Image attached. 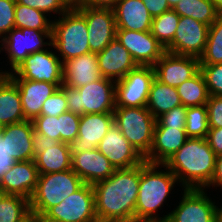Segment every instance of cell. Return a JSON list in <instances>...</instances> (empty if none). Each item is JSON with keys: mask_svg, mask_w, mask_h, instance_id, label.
Masks as SVG:
<instances>
[{"mask_svg": "<svg viewBox=\"0 0 222 222\" xmlns=\"http://www.w3.org/2000/svg\"><path fill=\"white\" fill-rule=\"evenodd\" d=\"M15 6L16 0H0V39L15 27Z\"/></svg>", "mask_w": 222, "mask_h": 222, "instance_id": "obj_42", "label": "cell"}, {"mask_svg": "<svg viewBox=\"0 0 222 222\" xmlns=\"http://www.w3.org/2000/svg\"><path fill=\"white\" fill-rule=\"evenodd\" d=\"M209 95L222 97V63L200 65Z\"/></svg>", "mask_w": 222, "mask_h": 222, "instance_id": "obj_38", "label": "cell"}, {"mask_svg": "<svg viewBox=\"0 0 222 222\" xmlns=\"http://www.w3.org/2000/svg\"><path fill=\"white\" fill-rule=\"evenodd\" d=\"M153 66H137L115 84L116 107H146L152 81Z\"/></svg>", "mask_w": 222, "mask_h": 222, "instance_id": "obj_11", "label": "cell"}, {"mask_svg": "<svg viewBox=\"0 0 222 222\" xmlns=\"http://www.w3.org/2000/svg\"><path fill=\"white\" fill-rule=\"evenodd\" d=\"M33 160L39 174H49L71 169L70 144L53 140L49 136L32 133Z\"/></svg>", "mask_w": 222, "mask_h": 222, "instance_id": "obj_12", "label": "cell"}, {"mask_svg": "<svg viewBox=\"0 0 222 222\" xmlns=\"http://www.w3.org/2000/svg\"><path fill=\"white\" fill-rule=\"evenodd\" d=\"M86 20L90 52L103 51L116 38V20L113 9L82 6L77 9Z\"/></svg>", "mask_w": 222, "mask_h": 222, "instance_id": "obj_15", "label": "cell"}, {"mask_svg": "<svg viewBox=\"0 0 222 222\" xmlns=\"http://www.w3.org/2000/svg\"><path fill=\"white\" fill-rule=\"evenodd\" d=\"M21 96L22 110L26 120H33L41 113L42 105L62 84L44 81L12 80Z\"/></svg>", "mask_w": 222, "mask_h": 222, "instance_id": "obj_25", "label": "cell"}, {"mask_svg": "<svg viewBox=\"0 0 222 222\" xmlns=\"http://www.w3.org/2000/svg\"><path fill=\"white\" fill-rule=\"evenodd\" d=\"M222 188V154L216 156V163L211 182L207 187L214 186Z\"/></svg>", "mask_w": 222, "mask_h": 222, "instance_id": "obj_48", "label": "cell"}, {"mask_svg": "<svg viewBox=\"0 0 222 222\" xmlns=\"http://www.w3.org/2000/svg\"><path fill=\"white\" fill-rule=\"evenodd\" d=\"M216 220L217 222H222V206L220 208H216Z\"/></svg>", "mask_w": 222, "mask_h": 222, "instance_id": "obj_53", "label": "cell"}, {"mask_svg": "<svg viewBox=\"0 0 222 222\" xmlns=\"http://www.w3.org/2000/svg\"><path fill=\"white\" fill-rule=\"evenodd\" d=\"M209 128L222 127V97L210 95L206 103Z\"/></svg>", "mask_w": 222, "mask_h": 222, "instance_id": "obj_44", "label": "cell"}, {"mask_svg": "<svg viewBox=\"0 0 222 222\" xmlns=\"http://www.w3.org/2000/svg\"><path fill=\"white\" fill-rule=\"evenodd\" d=\"M16 2L40 10L46 14L54 12L61 16L68 10L61 0H16Z\"/></svg>", "mask_w": 222, "mask_h": 222, "instance_id": "obj_43", "label": "cell"}, {"mask_svg": "<svg viewBox=\"0 0 222 222\" xmlns=\"http://www.w3.org/2000/svg\"><path fill=\"white\" fill-rule=\"evenodd\" d=\"M0 75H5V72L4 71L0 72Z\"/></svg>", "mask_w": 222, "mask_h": 222, "instance_id": "obj_56", "label": "cell"}, {"mask_svg": "<svg viewBox=\"0 0 222 222\" xmlns=\"http://www.w3.org/2000/svg\"><path fill=\"white\" fill-rule=\"evenodd\" d=\"M182 105L177 89L158 81H152L146 108L157 119L176 106Z\"/></svg>", "mask_w": 222, "mask_h": 222, "instance_id": "obj_29", "label": "cell"}, {"mask_svg": "<svg viewBox=\"0 0 222 222\" xmlns=\"http://www.w3.org/2000/svg\"><path fill=\"white\" fill-rule=\"evenodd\" d=\"M219 13H222V0H210Z\"/></svg>", "mask_w": 222, "mask_h": 222, "instance_id": "obj_52", "label": "cell"}, {"mask_svg": "<svg viewBox=\"0 0 222 222\" xmlns=\"http://www.w3.org/2000/svg\"><path fill=\"white\" fill-rule=\"evenodd\" d=\"M39 178L34 160L17 161L0 180L4 194L19 195L31 199Z\"/></svg>", "mask_w": 222, "mask_h": 222, "instance_id": "obj_20", "label": "cell"}, {"mask_svg": "<svg viewBox=\"0 0 222 222\" xmlns=\"http://www.w3.org/2000/svg\"><path fill=\"white\" fill-rule=\"evenodd\" d=\"M113 124V113L80 115L78 137L70 144L71 153L95 149Z\"/></svg>", "mask_w": 222, "mask_h": 222, "instance_id": "obj_19", "label": "cell"}, {"mask_svg": "<svg viewBox=\"0 0 222 222\" xmlns=\"http://www.w3.org/2000/svg\"><path fill=\"white\" fill-rule=\"evenodd\" d=\"M165 168V171L157 169ZM178 181L176 176L165 166L144 161L140 164V182L135 208L137 222H165V216L158 217L170 191ZM161 207V208H160Z\"/></svg>", "mask_w": 222, "mask_h": 222, "instance_id": "obj_3", "label": "cell"}, {"mask_svg": "<svg viewBox=\"0 0 222 222\" xmlns=\"http://www.w3.org/2000/svg\"><path fill=\"white\" fill-rule=\"evenodd\" d=\"M187 139L185 129L155 126L152 147L144 160L151 164L164 165Z\"/></svg>", "mask_w": 222, "mask_h": 222, "instance_id": "obj_23", "label": "cell"}, {"mask_svg": "<svg viewBox=\"0 0 222 222\" xmlns=\"http://www.w3.org/2000/svg\"><path fill=\"white\" fill-rule=\"evenodd\" d=\"M142 2L153 18L171 9L167 0H142Z\"/></svg>", "mask_w": 222, "mask_h": 222, "instance_id": "obj_47", "label": "cell"}, {"mask_svg": "<svg viewBox=\"0 0 222 222\" xmlns=\"http://www.w3.org/2000/svg\"><path fill=\"white\" fill-rule=\"evenodd\" d=\"M71 169L84 183L91 185L109 178L116 170L107 157L97 148L80 153H72Z\"/></svg>", "mask_w": 222, "mask_h": 222, "instance_id": "obj_21", "label": "cell"}, {"mask_svg": "<svg viewBox=\"0 0 222 222\" xmlns=\"http://www.w3.org/2000/svg\"><path fill=\"white\" fill-rule=\"evenodd\" d=\"M216 156L206 138H188L164 165L183 189H205L211 182Z\"/></svg>", "mask_w": 222, "mask_h": 222, "instance_id": "obj_2", "label": "cell"}, {"mask_svg": "<svg viewBox=\"0 0 222 222\" xmlns=\"http://www.w3.org/2000/svg\"><path fill=\"white\" fill-rule=\"evenodd\" d=\"M101 77L97 53L89 52L63 62L62 86L79 88Z\"/></svg>", "mask_w": 222, "mask_h": 222, "instance_id": "obj_24", "label": "cell"}, {"mask_svg": "<svg viewBox=\"0 0 222 222\" xmlns=\"http://www.w3.org/2000/svg\"><path fill=\"white\" fill-rule=\"evenodd\" d=\"M33 131L32 120H24L7 125L8 153L16 162L33 160Z\"/></svg>", "mask_w": 222, "mask_h": 222, "instance_id": "obj_27", "label": "cell"}, {"mask_svg": "<svg viewBox=\"0 0 222 222\" xmlns=\"http://www.w3.org/2000/svg\"><path fill=\"white\" fill-rule=\"evenodd\" d=\"M32 219L35 222H59V221L46 219L44 216H32Z\"/></svg>", "mask_w": 222, "mask_h": 222, "instance_id": "obj_51", "label": "cell"}, {"mask_svg": "<svg viewBox=\"0 0 222 222\" xmlns=\"http://www.w3.org/2000/svg\"><path fill=\"white\" fill-rule=\"evenodd\" d=\"M24 120L17 85L7 75H0V124L5 126Z\"/></svg>", "mask_w": 222, "mask_h": 222, "instance_id": "obj_28", "label": "cell"}, {"mask_svg": "<svg viewBox=\"0 0 222 222\" xmlns=\"http://www.w3.org/2000/svg\"><path fill=\"white\" fill-rule=\"evenodd\" d=\"M140 182V164L116 169L107 179L94 183L98 222H134Z\"/></svg>", "mask_w": 222, "mask_h": 222, "instance_id": "obj_1", "label": "cell"}, {"mask_svg": "<svg viewBox=\"0 0 222 222\" xmlns=\"http://www.w3.org/2000/svg\"><path fill=\"white\" fill-rule=\"evenodd\" d=\"M97 60L101 76L115 82L138 66L116 38L103 51L97 53Z\"/></svg>", "mask_w": 222, "mask_h": 222, "instance_id": "obj_22", "label": "cell"}, {"mask_svg": "<svg viewBox=\"0 0 222 222\" xmlns=\"http://www.w3.org/2000/svg\"><path fill=\"white\" fill-rule=\"evenodd\" d=\"M3 191H2V189H1V187H0V198L3 196Z\"/></svg>", "mask_w": 222, "mask_h": 222, "instance_id": "obj_55", "label": "cell"}, {"mask_svg": "<svg viewBox=\"0 0 222 222\" xmlns=\"http://www.w3.org/2000/svg\"><path fill=\"white\" fill-rule=\"evenodd\" d=\"M113 115L114 124L145 158L152 147L156 118L146 107H115Z\"/></svg>", "mask_w": 222, "mask_h": 222, "instance_id": "obj_7", "label": "cell"}, {"mask_svg": "<svg viewBox=\"0 0 222 222\" xmlns=\"http://www.w3.org/2000/svg\"><path fill=\"white\" fill-rule=\"evenodd\" d=\"M181 0H167L171 9H173Z\"/></svg>", "mask_w": 222, "mask_h": 222, "instance_id": "obj_54", "label": "cell"}, {"mask_svg": "<svg viewBox=\"0 0 222 222\" xmlns=\"http://www.w3.org/2000/svg\"><path fill=\"white\" fill-rule=\"evenodd\" d=\"M155 78L177 88L200 70L199 58L165 52L153 66Z\"/></svg>", "mask_w": 222, "mask_h": 222, "instance_id": "obj_17", "label": "cell"}, {"mask_svg": "<svg viewBox=\"0 0 222 222\" xmlns=\"http://www.w3.org/2000/svg\"><path fill=\"white\" fill-rule=\"evenodd\" d=\"M58 118L60 142L71 144L78 137L80 115L67 111Z\"/></svg>", "mask_w": 222, "mask_h": 222, "instance_id": "obj_37", "label": "cell"}, {"mask_svg": "<svg viewBox=\"0 0 222 222\" xmlns=\"http://www.w3.org/2000/svg\"><path fill=\"white\" fill-rule=\"evenodd\" d=\"M56 53L46 49L28 55L12 72H6L11 80L63 83V63ZM14 72V73H13Z\"/></svg>", "mask_w": 222, "mask_h": 222, "instance_id": "obj_8", "label": "cell"}, {"mask_svg": "<svg viewBox=\"0 0 222 222\" xmlns=\"http://www.w3.org/2000/svg\"><path fill=\"white\" fill-rule=\"evenodd\" d=\"M179 18L173 9L153 18L150 32L164 48L173 41Z\"/></svg>", "mask_w": 222, "mask_h": 222, "instance_id": "obj_35", "label": "cell"}, {"mask_svg": "<svg viewBox=\"0 0 222 222\" xmlns=\"http://www.w3.org/2000/svg\"><path fill=\"white\" fill-rule=\"evenodd\" d=\"M68 9H78L83 6V0H61Z\"/></svg>", "mask_w": 222, "mask_h": 222, "instance_id": "obj_50", "label": "cell"}, {"mask_svg": "<svg viewBox=\"0 0 222 222\" xmlns=\"http://www.w3.org/2000/svg\"><path fill=\"white\" fill-rule=\"evenodd\" d=\"M34 131L60 142L58 116L39 115L32 120Z\"/></svg>", "mask_w": 222, "mask_h": 222, "instance_id": "obj_40", "label": "cell"}, {"mask_svg": "<svg viewBox=\"0 0 222 222\" xmlns=\"http://www.w3.org/2000/svg\"><path fill=\"white\" fill-rule=\"evenodd\" d=\"M68 111L65 87L58 88L42 105L40 115L59 116Z\"/></svg>", "mask_w": 222, "mask_h": 222, "instance_id": "obj_39", "label": "cell"}, {"mask_svg": "<svg viewBox=\"0 0 222 222\" xmlns=\"http://www.w3.org/2000/svg\"><path fill=\"white\" fill-rule=\"evenodd\" d=\"M206 140L216 155L222 154V127L210 128Z\"/></svg>", "mask_w": 222, "mask_h": 222, "instance_id": "obj_46", "label": "cell"}, {"mask_svg": "<svg viewBox=\"0 0 222 222\" xmlns=\"http://www.w3.org/2000/svg\"><path fill=\"white\" fill-rule=\"evenodd\" d=\"M52 22V45L62 63L90 52L85 17L77 9H68Z\"/></svg>", "mask_w": 222, "mask_h": 222, "instance_id": "obj_4", "label": "cell"}, {"mask_svg": "<svg viewBox=\"0 0 222 222\" xmlns=\"http://www.w3.org/2000/svg\"><path fill=\"white\" fill-rule=\"evenodd\" d=\"M52 22L47 19L46 13L27 7L16 2L15 27L28 28L40 31H52Z\"/></svg>", "mask_w": 222, "mask_h": 222, "instance_id": "obj_34", "label": "cell"}, {"mask_svg": "<svg viewBox=\"0 0 222 222\" xmlns=\"http://www.w3.org/2000/svg\"><path fill=\"white\" fill-rule=\"evenodd\" d=\"M199 62L200 65L222 63V13H219L216 21L209 26L206 47Z\"/></svg>", "mask_w": 222, "mask_h": 222, "instance_id": "obj_33", "label": "cell"}, {"mask_svg": "<svg viewBox=\"0 0 222 222\" xmlns=\"http://www.w3.org/2000/svg\"><path fill=\"white\" fill-rule=\"evenodd\" d=\"M116 82L101 77L79 88L65 87L68 111L78 115L113 113L116 107Z\"/></svg>", "mask_w": 222, "mask_h": 222, "instance_id": "obj_5", "label": "cell"}, {"mask_svg": "<svg viewBox=\"0 0 222 222\" xmlns=\"http://www.w3.org/2000/svg\"><path fill=\"white\" fill-rule=\"evenodd\" d=\"M16 161L8 153L7 148V125L2 126L0 132V180L11 169Z\"/></svg>", "mask_w": 222, "mask_h": 222, "instance_id": "obj_45", "label": "cell"}, {"mask_svg": "<svg viewBox=\"0 0 222 222\" xmlns=\"http://www.w3.org/2000/svg\"><path fill=\"white\" fill-rule=\"evenodd\" d=\"M83 184L82 179L72 169L39 174L36 189L30 199L32 216H43Z\"/></svg>", "mask_w": 222, "mask_h": 222, "instance_id": "obj_6", "label": "cell"}, {"mask_svg": "<svg viewBox=\"0 0 222 222\" xmlns=\"http://www.w3.org/2000/svg\"><path fill=\"white\" fill-rule=\"evenodd\" d=\"M180 17H189L211 26L219 12L210 0H181L173 8Z\"/></svg>", "mask_w": 222, "mask_h": 222, "instance_id": "obj_32", "label": "cell"}, {"mask_svg": "<svg viewBox=\"0 0 222 222\" xmlns=\"http://www.w3.org/2000/svg\"><path fill=\"white\" fill-rule=\"evenodd\" d=\"M116 39L131 54L139 66H154L166 49L153 37L150 31L117 29Z\"/></svg>", "mask_w": 222, "mask_h": 222, "instance_id": "obj_16", "label": "cell"}, {"mask_svg": "<svg viewBox=\"0 0 222 222\" xmlns=\"http://www.w3.org/2000/svg\"><path fill=\"white\" fill-rule=\"evenodd\" d=\"M119 0H83V6L113 9Z\"/></svg>", "mask_w": 222, "mask_h": 222, "instance_id": "obj_49", "label": "cell"}, {"mask_svg": "<svg viewBox=\"0 0 222 222\" xmlns=\"http://www.w3.org/2000/svg\"><path fill=\"white\" fill-rule=\"evenodd\" d=\"M117 29L150 31L153 17L142 0H119L113 8Z\"/></svg>", "mask_w": 222, "mask_h": 222, "instance_id": "obj_26", "label": "cell"}, {"mask_svg": "<svg viewBox=\"0 0 222 222\" xmlns=\"http://www.w3.org/2000/svg\"><path fill=\"white\" fill-rule=\"evenodd\" d=\"M43 216L59 222H98L93 186L84 183L61 203L51 207Z\"/></svg>", "mask_w": 222, "mask_h": 222, "instance_id": "obj_10", "label": "cell"}, {"mask_svg": "<svg viewBox=\"0 0 222 222\" xmlns=\"http://www.w3.org/2000/svg\"><path fill=\"white\" fill-rule=\"evenodd\" d=\"M96 148L107 157L115 169L130 168L145 161L115 124L111 125Z\"/></svg>", "mask_w": 222, "mask_h": 222, "instance_id": "obj_18", "label": "cell"}, {"mask_svg": "<svg viewBox=\"0 0 222 222\" xmlns=\"http://www.w3.org/2000/svg\"><path fill=\"white\" fill-rule=\"evenodd\" d=\"M186 111L184 105L176 106L156 119L155 126L186 128Z\"/></svg>", "mask_w": 222, "mask_h": 222, "instance_id": "obj_41", "label": "cell"}, {"mask_svg": "<svg viewBox=\"0 0 222 222\" xmlns=\"http://www.w3.org/2000/svg\"><path fill=\"white\" fill-rule=\"evenodd\" d=\"M32 219L30 200L19 195L0 198V222H28Z\"/></svg>", "mask_w": 222, "mask_h": 222, "instance_id": "obj_31", "label": "cell"}, {"mask_svg": "<svg viewBox=\"0 0 222 222\" xmlns=\"http://www.w3.org/2000/svg\"><path fill=\"white\" fill-rule=\"evenodd\" d=\"M209 26L192 17H180L173 41L167 52L200 58L204 53Z\"/></svg>", "mask_w": 222, "mask_h": 222, "instance_id": "obj_14", "label": "cell"}, {"mask_svg": "<svg viewBox=\"0 0 222 222\" xmlns=\"http://www.w3.org/2000/svg\"><path fill=\"white\" fill-rule=\"evenodd\" d=\"M176 89L182 105L186 107L206 105L210 96L204 76L200 70Z\"/></svg>", "mask_w": 222, "mask_h": 222, "instance_id": "obj_30", "label": "cell"}, {"mask_svg": "<svg viewBox=\"0 0 222 222\" xmlns=\"http://www.w3.org/2000/svg\"><path fill=\"white\" fill-rule=\"evenodd\" d=\"M185 121L188 138H206L210 129L206 105L187 107Z\"/></svg>", "mask_w": 222, "mask_h": 222, "instance_id": "obj_36", "label": "cell"}, {"mask_svg": "<svg viewBox=\"0 0 222 222\" xmlns=\"http://www.w3.org/2000/svg\"><path fill=\"white\" fill-rule=\"evenodd\" d=\"M175 210L165 215V222H217L215 202L204 189H183Z\"/></svg>", "mask_w": 222, "mask_h": 222, "instance_id": "obj_13", "label": "cell"}, {"mask_svg": "<svg viewBox=\"0 0 222 222\" xmlns=\"http://www.w3.org/2000/svg\"><path fill=\"white\" fill-rule=\"evenodd\" d=\"M45 38L49 41L45 42ZM0 43V52L5 50L8 53L12 72L28 55L46 50L44 47L52 45V31L14 27Z\"/></svg>", "mask_w": 222, "mask_h": 222, "instance_id": "obj_9", "label": "cell"}]
</instances>
